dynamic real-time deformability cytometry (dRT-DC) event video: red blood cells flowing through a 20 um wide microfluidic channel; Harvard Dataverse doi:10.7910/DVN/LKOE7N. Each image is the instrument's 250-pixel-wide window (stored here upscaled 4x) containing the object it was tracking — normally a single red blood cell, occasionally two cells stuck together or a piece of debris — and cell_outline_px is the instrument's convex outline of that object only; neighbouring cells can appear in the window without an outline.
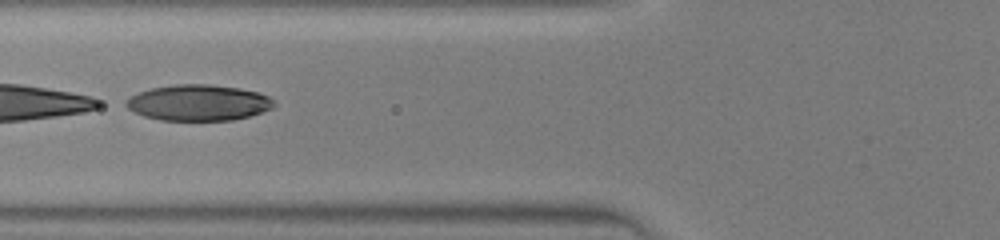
{"species": "human", "species_latin": "Homo sapiens", "temperature_condition": "warm", "stored_images_in_passage": 44, "segment_of_instrument_passage": [2, 2], "camera_frame_rate_fps": 3000, "um_per_image_px": 0.085, "donor": {"sex": "male"}, "frame": {"image": 1, "passage_image": 18, "time_ms": 5.667, "image_size_px": [1000, 240], "cell_outline_px": [[276, 104], [272, 108], [248, 116], [232, 120], [160, 120], [144, 116], [120, 104], [128, 96], [152, 88], [176, 84], [208, 84], [240, 88], [260, 92], [268, 96]], "centroid_in_image_um": [16.82, 8.72], "position_along_channel_um": 109.0, "area_um2": 31.1}}
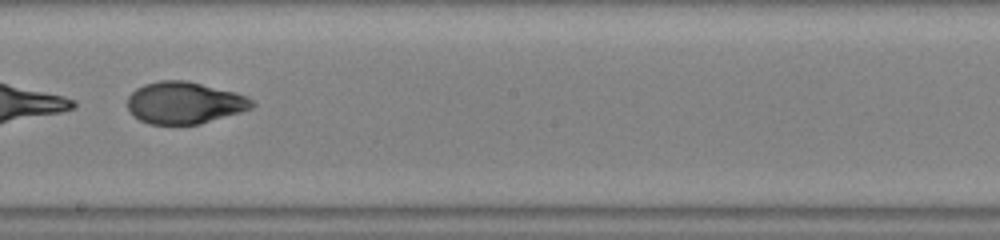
{"frame": {"image": 2, "passage_image": 26, "time_ms": 8.333, "image_size_px": [1000, 240], "cell_outline_px": [[256, 104], [252, 108], [240, 112], [200, 124], [148, 124], [132, 116], [128, 108], [128, 96], [136, 88], [144, 84], [160, 80], [188, 80], [236, 92], [248, 96]], "centroid_in_image_um": [15.68, 8.73], "position_along_channel_um": 232.5, "area_um2": 30.69}}
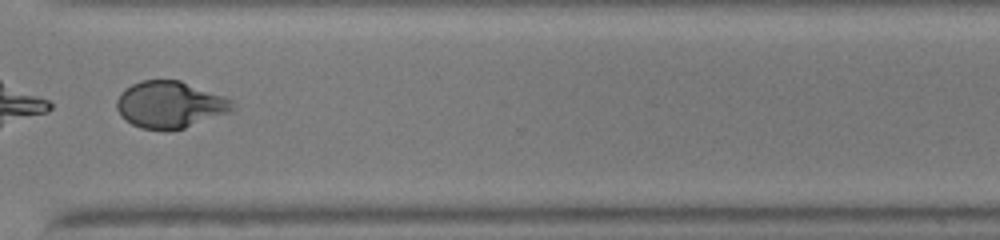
{"frame": {"image": 3, "passage_image": 34, "time_ms": 11.0, "image_size_px": [1000, 240], "cell_outline_px": [[236, 108], [228, 112], [184, 128], [168, 132], [164, 132], [140, 128], [124, 120], [120, 116], [116, 108], [116, 100], [120, 92], [124, 88], [140, 80], [180, 80], [224, 96], [232, 100], [236, 104]], "centroid_in_image_um": [14.4, 8.91], "position_along_channel_um": 356.2, "area_um2": 32.08}}